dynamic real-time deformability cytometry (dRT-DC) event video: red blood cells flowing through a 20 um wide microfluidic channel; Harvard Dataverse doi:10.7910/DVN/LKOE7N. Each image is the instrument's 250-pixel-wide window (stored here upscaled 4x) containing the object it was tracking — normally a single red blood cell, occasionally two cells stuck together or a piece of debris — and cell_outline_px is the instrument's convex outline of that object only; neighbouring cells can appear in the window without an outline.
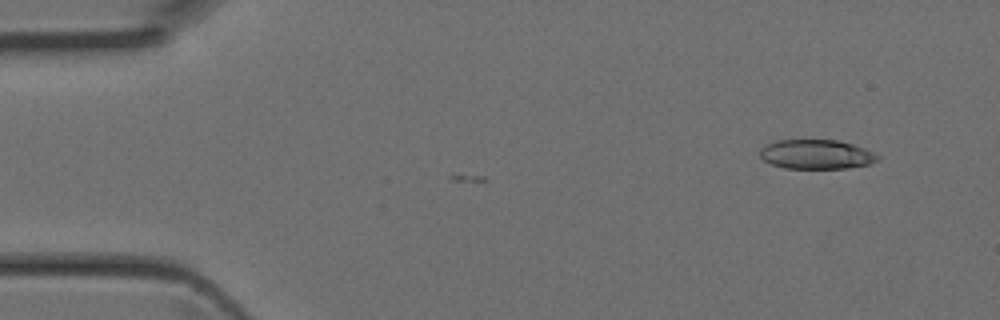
{"species": "Egyptian fruit bat (a non-hibernating species)", "species_latin": "Rousettus aegyptiacus", "temperature_condition": "room temperature", "stored_images_in_passage": 3, "camera_frame_rate_fps": 3000, "um_per_image_px": 0.085, "animal": {"sex": "female"}, "frame": {"image": 1, "passage_image": 1, "time_ms": 0.0, "image_size_px": [1000, 320], "cell_outline_px": [[880, 156], [876, 160], [868, 164], [848, 168], [784, 168], [772, 164], [764, 160], [760, 156], [760, 148], [776, 140], [840, 140], [864, 148]], "centroid_in_image_um": [69.37, 13.11], "position_along_channel_um": 15.6, "area_um2": 20.0}}